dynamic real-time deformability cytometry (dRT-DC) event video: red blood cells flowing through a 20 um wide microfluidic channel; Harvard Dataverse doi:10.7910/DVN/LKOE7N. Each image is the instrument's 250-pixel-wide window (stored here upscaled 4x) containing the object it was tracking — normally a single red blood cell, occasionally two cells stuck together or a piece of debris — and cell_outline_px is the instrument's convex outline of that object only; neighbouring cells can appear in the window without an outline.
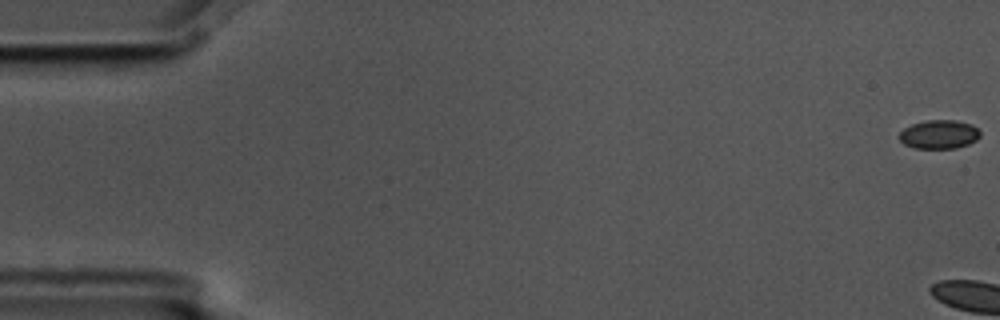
{"species": "common noctule bat (a hibernating species)", "species_latin": "Nyctalus noctula", "temperature_condition": "cold", "stored_images_in_passage": 8, "camera_frame_rate_fps": 3000, "um_per_image_px": 0.085, "animal": {"sex": "male", "body_mass_g": 17.5, "forearm_length_mm": 52.3}, "frame": {"image": 1, "passage_image": 1, "time_ms": 0.0, "image_size_px": [1000, 320], "cell_outline_px": [[980, 136], [976, 140], [968, 144], [956, 148], [916, 148], [904, 144], [900, 140], [900, 132], [904, 128], [912, 124], [928, 120], [956, 120], [972, 124], [980, 132]], "centroid_in_image_um": [79.84, 11.42], "position_along_channel_um": 5.2, "area_um2": 13.47}}
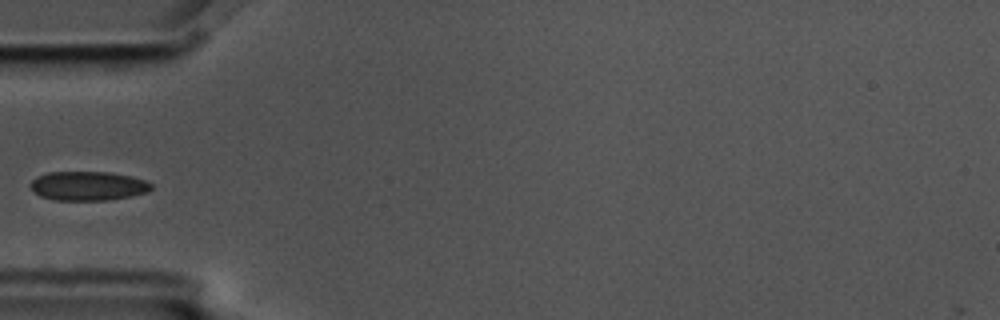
{"frame": {"image": 2, "passage_image": 7, "time_ms": 2.0, "image_size_px": [1000, 320], "cell_outline_px": [[152, 188], [148, 192], [132, 196], [108, 200], [56, 200], [40, 196], [32, 192], [28, 184], [36, 176], [48, 172], [108, 172], [132, 176], [144, 180], [152, 184]], "centroid_in_image_um": [7.45, 15.8], "position_along_channel_um": 77.6, "area_um2": 20.75}}